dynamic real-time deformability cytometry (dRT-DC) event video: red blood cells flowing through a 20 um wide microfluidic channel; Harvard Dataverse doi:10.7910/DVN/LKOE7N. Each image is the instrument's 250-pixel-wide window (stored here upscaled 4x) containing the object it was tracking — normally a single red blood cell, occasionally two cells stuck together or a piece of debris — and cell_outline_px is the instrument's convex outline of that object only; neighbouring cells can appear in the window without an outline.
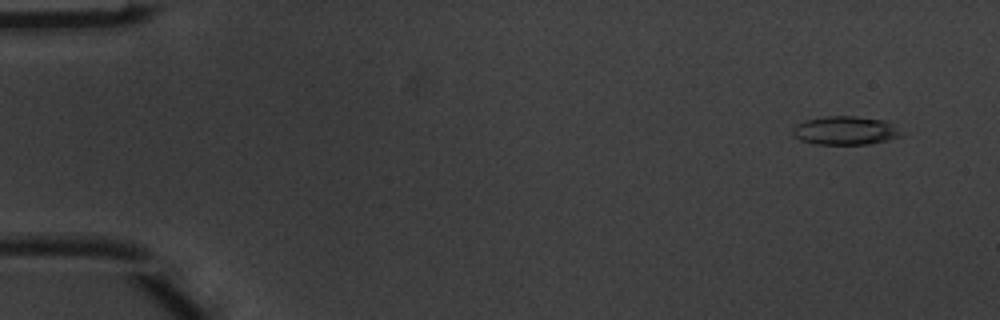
{"species": "common noctule bat (a hibernating species)", "species_latin": "Nyctalus noctula", "temperature_condition": "warm", "stored_images_in_passage": 5, "camera_frame_rate_fps": 3000, "um_per_image_px": 0.085, "animal": {"sex": "male", "body_mass_g": 20.1, "forearm_length_mm": 53.5}, "frame": {"image": 1, "passage_image": 1, "time_ms": 0.0, "image_size_px": [1000, 320], "cell_outline_px": [[904, 136], [868, 144], [816, 144], [800, 140], [792, 132], [792, 128], [796, 124], [804, 120], [824, 116], [856, 116], [888, 120]], "centroid_in_image_um": [71.84, 11.08], "position_along_channel_um": 13.2, "area_um2": 18.15}}